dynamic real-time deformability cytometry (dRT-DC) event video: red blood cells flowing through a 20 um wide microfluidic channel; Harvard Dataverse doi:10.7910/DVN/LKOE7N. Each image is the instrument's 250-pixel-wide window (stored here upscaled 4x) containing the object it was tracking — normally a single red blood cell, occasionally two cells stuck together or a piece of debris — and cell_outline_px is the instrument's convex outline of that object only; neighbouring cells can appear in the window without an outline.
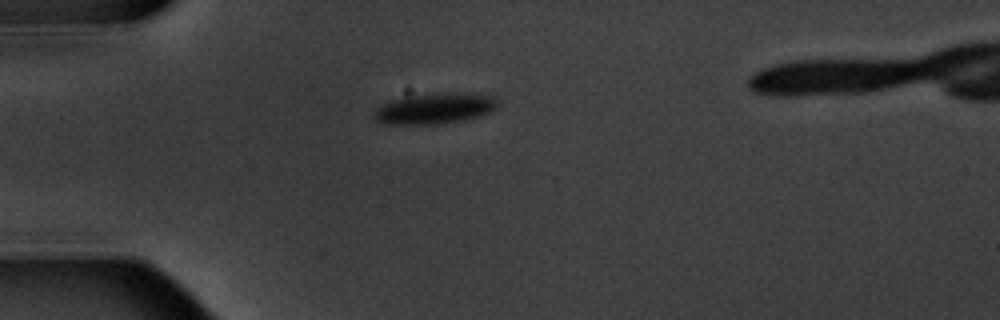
{"species": "common noctule bat (a hibernating species)", "species_latin": "Nyctalus noctula", "temperature_condition": "warm", "stored_images_in_passage": 3, "camera_frame_rate_fps": 3000, "um_per_image_px": 0.085, "animal": {"sex": "male", "body_mass_g": 20.1, "forearm_length_mm": 53.5}, "frame": {"image": 1, "passage_image": 3, "time_ms": 2.333, "image_size_px": [1000, 320], "cell_outline_px": [[500, 104], [492, 112], [480, 116], [464, 120], [436, 124], [380, 124], [372, 116], [372, 112], [376, 108], [392, 100], [436, 92], [452, 92], [496, 96]], "centroid_in_image_um": [36.99, 9.22], "position_along_channel_um": 48.0, "area_um2": 22.43}}